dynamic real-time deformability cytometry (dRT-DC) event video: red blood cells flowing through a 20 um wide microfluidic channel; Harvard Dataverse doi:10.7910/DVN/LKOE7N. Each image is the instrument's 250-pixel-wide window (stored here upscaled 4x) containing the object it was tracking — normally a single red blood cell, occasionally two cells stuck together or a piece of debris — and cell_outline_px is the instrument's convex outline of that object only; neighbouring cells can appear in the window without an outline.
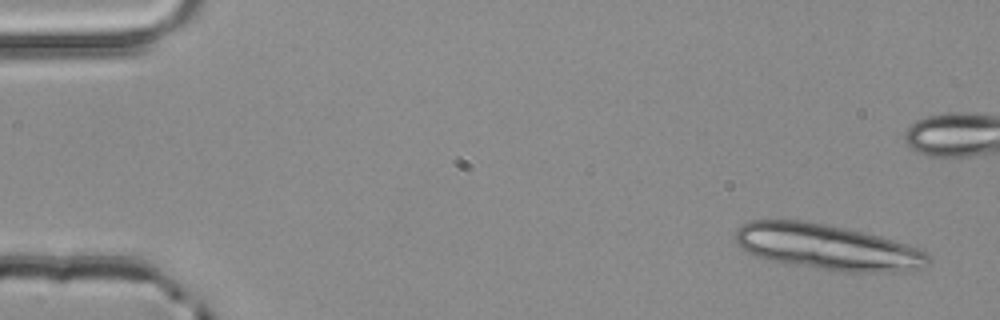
{"species": "common noctule bat (a hibernating species)", "species_latin": "Nyctalus noctula", "temperature_condition": "room temperature", "stored_images_in_passage": 5, "camera_frame_rate_fps": 3000, "um_per_image_px": 0.085, "animal": {"sex": "male", "body_mass_g": 20.4}, "frame": {"image": 1, "passage_image": 1, "time_ms": 0.0, "image_size_px": [1000, 320], "cell_outline_px": [[928, 264], [916, 272], [844, 272], [816, 268], [768, 260], [744, 252], [736, 244], [736, 228], [752, 220], [800, 220], [844, 228], [864, 232], [880, 236], [908, 244], [928, 252]], "centroid_in_image_um": [70.35, 21.02], "position_along_channel_um": 14.6, "area_um2": 51.56}}